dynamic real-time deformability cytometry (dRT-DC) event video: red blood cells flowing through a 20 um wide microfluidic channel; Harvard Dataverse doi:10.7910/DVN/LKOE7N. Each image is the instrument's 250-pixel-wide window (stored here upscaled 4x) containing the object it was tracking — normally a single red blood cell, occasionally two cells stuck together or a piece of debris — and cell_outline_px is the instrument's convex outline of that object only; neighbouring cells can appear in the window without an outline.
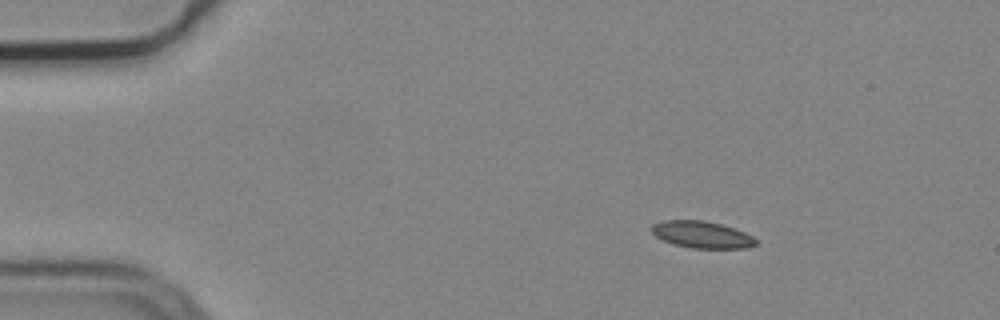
{"species": "common noctule bat (a hibernating species)", "species_latin": "Nyctalus noctula", "temperature_condition": "cold", "stored_images_in_passage": 3, "camera_frame_rate_fps": 3000, "um_per_image_px": 0.085, "animal": {"sex": "male", "body_mass_g": 19.2, "forearm_length_mm": 51.8}, "frame": {"image": 1, "passage_image": 1, "time_ms": 0.0, "image_size_px": [1000, 320], "cell_outline_px": [[756, 244], [748, 248], [692, 248], [676, 244], [664, 240], [656, 236], [648, 228], [652, 224], [664, 220], [704, 220], [720, 224], [744, 232], [752, 236], [756, 240]], "centroid_in_image_um": [59.63, 19.93], "position_along_channel_um": 25.4, "area_um2": 16.18}}